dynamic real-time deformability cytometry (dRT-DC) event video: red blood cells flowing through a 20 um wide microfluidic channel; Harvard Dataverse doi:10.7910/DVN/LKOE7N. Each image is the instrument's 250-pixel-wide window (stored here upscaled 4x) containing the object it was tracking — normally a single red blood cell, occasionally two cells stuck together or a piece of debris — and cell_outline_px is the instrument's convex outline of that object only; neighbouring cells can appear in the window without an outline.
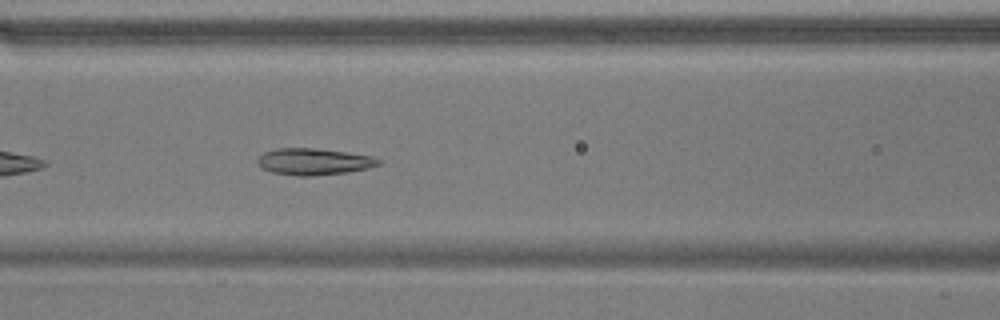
{"species": "common noctule bat (a hibernating species)", "species_latin": "Nyctalus noctula", "temperature_condition": "warm", "stored_images_in_passage": 41, "segment_of_instrument_passage": [1, 2], "camera_frame_rate_fps": 3000, "um_per_image_px": 0.085, "animal": {"sex": "male", "body_mass_g": 17.9}, "frame": {"image": 1, "passage_image": 9, "time_ms": 2.667, "image_size_px": [1000, 320], "cell_outline_px": [[380, 164], [368, 168], [348, 172], [312, 176], [296, 176], [272, 172], [260, 168], [256, 164], [256, 160], [264, 152], [276, 148], [316, 148], [348, 152], [372, 156], [380, 160]], "centroid_in_image_um": [26.64, 13.74], "position_along_channel_um": 140.0, "area_um2": 18.96}}
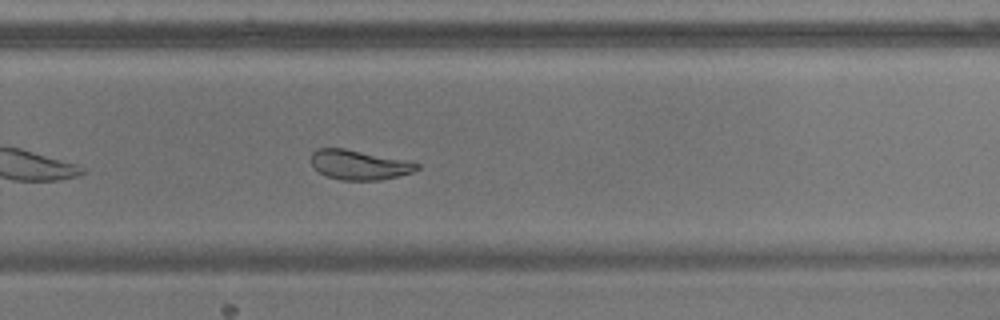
{"frame": {"image": 2, "passage_image": 22, "time_ms": 7.0, "image_size_px": [1000, 320], "cell_outline_px": [[420, 168], [412, 172], [380, 180], [340, 180], [328, 176], [320, 172], [312, 164], [312, 152], [316, 148], [344, 148], [404, 160], [420, 164]], "centroid_in_image_um": [30.52, 14.01], "position_along_channel_um": 299.3, "area_um2": 17.98}}
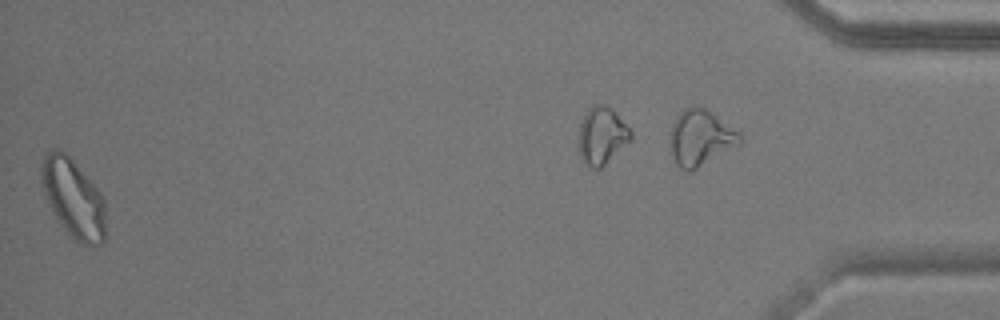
{"frame": {"image": 3, "passage_image": 40, "time_ms": 13.0, "image_size_px": [1000, 320], "cell_outline_px": [[104, 240], [100, 244], [92, 248], [80, 244], [68, 232], [56, 216], [44, 196], [40, 172], [44, 156], [48, 152], [56, 148], [60, 148], [76, 164], [100, 192], [104, 200]], "centroid_in_image_um": [6.23, 16.86], "position_along_channel_um": 429.0, "area_um2": 29.07}}